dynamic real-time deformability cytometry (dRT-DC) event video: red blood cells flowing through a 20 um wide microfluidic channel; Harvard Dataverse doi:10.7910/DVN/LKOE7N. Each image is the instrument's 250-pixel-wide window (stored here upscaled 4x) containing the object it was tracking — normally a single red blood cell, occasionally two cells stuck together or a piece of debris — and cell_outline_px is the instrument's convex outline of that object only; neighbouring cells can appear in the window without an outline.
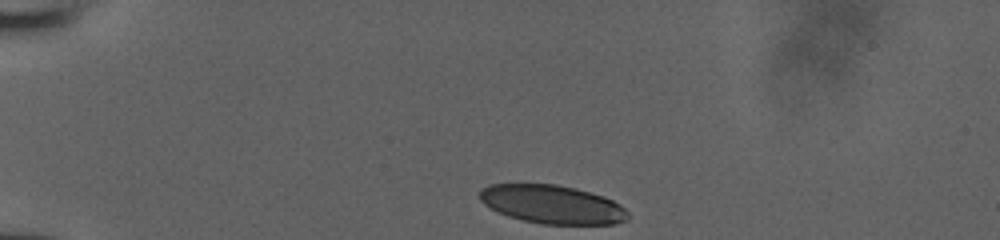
{"species": "human", "species_latin": "Homo sapiens", "temperature_condition": "room temperature", "stored_images_in_passage": 33, "camera_frame_rate_fps": 3000, "um_per_image_px": 0.085, "donor": {"sex": "male"}, "frame": {"image": 1, "passage_image": 1, "time_ms": 0.0, "image_size_px": [1000, 240], "cell_outline_px": [[628, 220], [616, 224], [540, 224], [508, 216], [484, 204], [480, 200], [480, 188], [488, 184], [556, 184], [576, 188], [604, 196], [620, 204], [628, 212]], "centroid_in_image_um": [46.96, 17.37], "position_along_channel_um": 38.0, "area_um2": 33.35}}
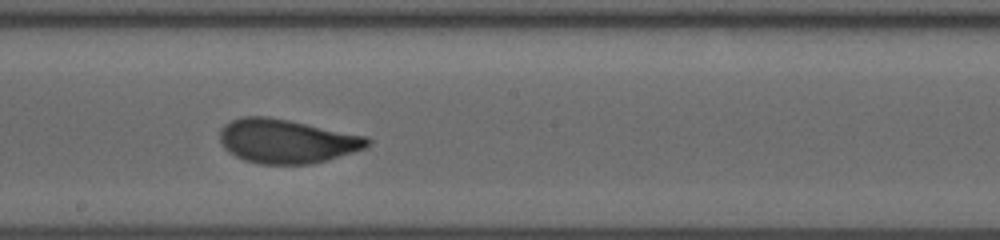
{"frame": {"image": 2, "passage_image": 19, "time_ms": 6.0, "image_size_px": [1000, 240], "cell_outline_px": [[372, 140], [364, 148], [328, 160], [312, 164], [260, 164], [244, 160], [228, 152], [220, 144], [220, 128], [224, 124], [240, 116], [268, 116], [368, 136]], "centroid_in_image_um": [24.34, 11.99], "position_along_channel_um": 223.9, "area_um2": 38.03}}
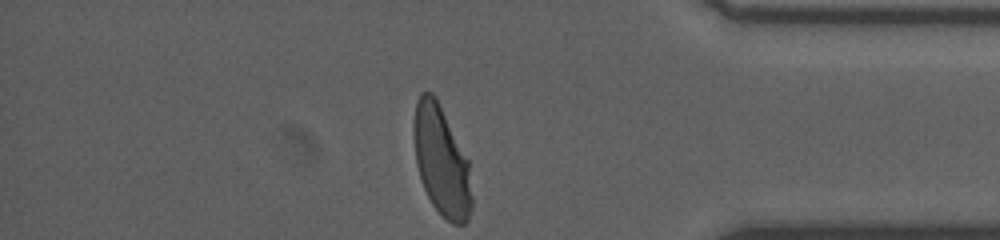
{"frame": {"image": 3, "passage_image": 33, "time_ms": 10.667, "image_size_px": [1000, 240], "cell_outline_px": [[472, 208], [468, 220], [464, 224], [452, 224], [432, 204], [424, 188], [416, 164], [412, 132], [412, 128], [416, 100], [420, 92], [432, 92], [436, 96], [468, 160], [472, 196]], "centroid_in_image_um": [37.5, 13.65], "position_along_channel_um": 397.7, "area_um2": 37.22}}